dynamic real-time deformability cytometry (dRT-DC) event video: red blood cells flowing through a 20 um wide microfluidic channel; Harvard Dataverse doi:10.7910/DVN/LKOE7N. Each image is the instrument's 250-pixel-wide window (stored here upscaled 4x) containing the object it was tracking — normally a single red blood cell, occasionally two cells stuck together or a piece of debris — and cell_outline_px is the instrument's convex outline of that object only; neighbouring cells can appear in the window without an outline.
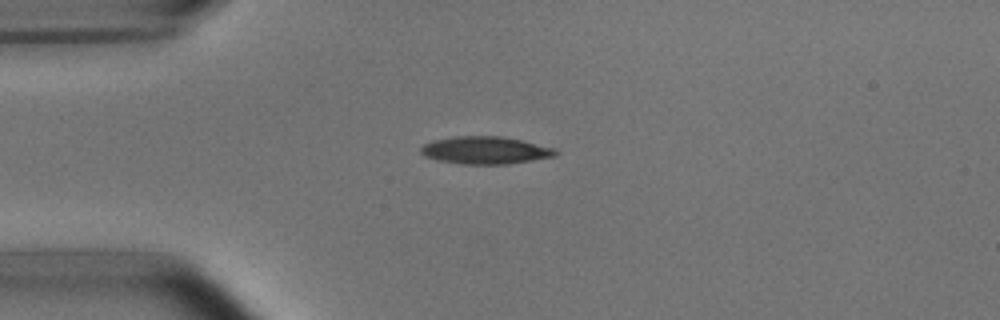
{"species": "common noctule bat (a hibernating species)", "species_latin": "Nyctalus noctula", "temperature_condition": "room temperature", "stored_images_in_passage": 5, "camera_frame_rate_fps": 3000, "um_per_image_px": 0.085, "animal": {"sex": "male", "body_mass_g": 15.6}, "frame": {"image": 1, "passage_image": 3, "time_ms": 0.667, "image_size_px": [1000, 320], "cell_outline_px": [[560, 152], [556, 156], [508, 164], [464, 164], [436, 160], [424, 156], [420, 152], [420, 148], [424, 144], [432, 140], [456, 136], [500, 136], [524, 140], [556, 148]], "centroid_in_image_um": [41.28, 12.77], "position_along_channel_um": 43.7, "area_um2": 21.85}}
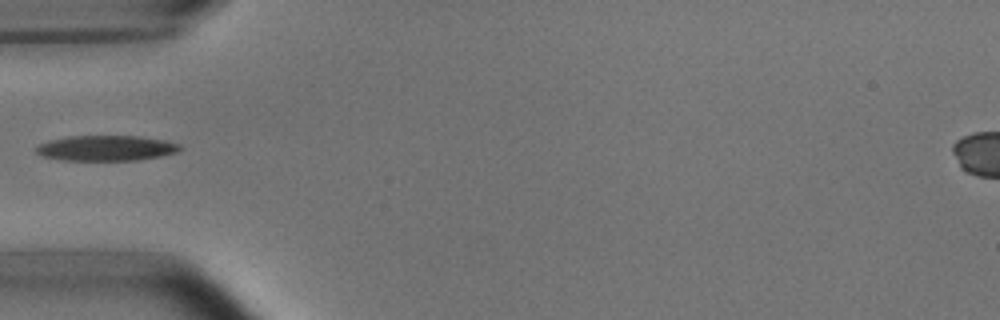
{"frame": {"image": 2, "passage_image": 4, "time_ms": 1.0, "image_size_px": [1000, 320], "cell_outline_px": [[184, 148], [176, 152], [160, 156], [140, 160], [64, 160], [44, 156], [36, 152], [36, 148], [40, 144], [48, 140], [68, 136], [140, 136], [164, 140], [180, 144]], "centroid_in_image_um": [9.06, 12.58], "position_along_channel_um": 75.9, "area_um2": 21.21}}